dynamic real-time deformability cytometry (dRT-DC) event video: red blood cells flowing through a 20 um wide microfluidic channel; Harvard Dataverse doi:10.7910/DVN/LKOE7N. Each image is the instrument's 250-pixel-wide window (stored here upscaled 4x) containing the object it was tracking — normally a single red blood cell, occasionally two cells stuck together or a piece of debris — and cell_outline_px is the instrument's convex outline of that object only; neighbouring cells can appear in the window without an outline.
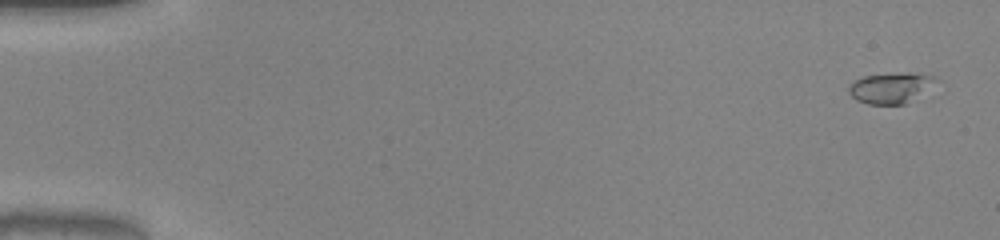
{"species": "common noctule bat (a hibernating species)", "species_latin": "Nyctalus noctula", "temperature_condition": "warm", "stored_images_in_passage": 52, "camera_frame_rate_fps": 3000, "um_per_image_px": 0.085, "animal": {"sex": "male", "body_mass_g": 20.0, "forearm_length_mm": 53.3}, "frame": {"image": 1, "passage_image": 2, "time_ms": 0.333, "image_size_px": [1000, 240], "cell_outline_px": [[932, 80], [904, 104], [868, 104], [856, 100], [848, 92], [848, 88], [856, 80], [864, 76], [908, 72], [912, 72], [932, 76]], "centroid_in_image_um": [75.52, 7.46], "position_along_channel_um": 9.5, "area_um2": 14.39}}
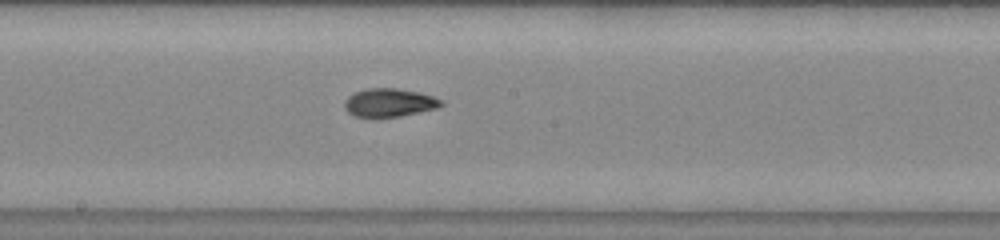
{"frame": {"image": 2, "passage_image": 29, "time_ms": 9.333, "image_size_px": [1000, 240], "cell_outline_px": [[444, 104], [436, 108], [400, 116], [356, 116], [348, 112], [344, 108], [344, 100], [348, 96], [356, 92], [368, 88], [396, 88], [420, 92], [444, 100]], "centroid_in_image_um": [33.1, 8.7], "position_along_channel_um": 215.1, "area_um2": 15.78}}
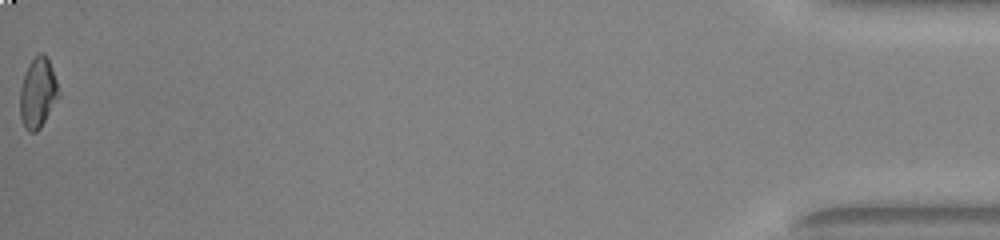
{"frame": {"image": 3, "passage_image": 52, "time_ms": 17.0, "image_size_px": [1000, 240], "cell_outline_px": [[60, 96], [40, 128], [36, 132], [28, 132], [24, 128], [20, 116], [20, 88], [28, 64], [40, 52], [44, 52], [48, 60], [56, 80]], "centroid_in_image_um": [3.21, 7.93], "position_along_channel_um": 432.0, "area_um2": 15.72}, "authors_computed_cell_mechanics": {"area_um2": 15.3748, "velocity_mm_per_s": 4.0703, "shape_relaxation_time_tau1_ms": null, "shape_relaxation_time_tau2_ms": 2.6508, "deformation_change_tau1": null, "deformation_change_tau2": 0.0712}}